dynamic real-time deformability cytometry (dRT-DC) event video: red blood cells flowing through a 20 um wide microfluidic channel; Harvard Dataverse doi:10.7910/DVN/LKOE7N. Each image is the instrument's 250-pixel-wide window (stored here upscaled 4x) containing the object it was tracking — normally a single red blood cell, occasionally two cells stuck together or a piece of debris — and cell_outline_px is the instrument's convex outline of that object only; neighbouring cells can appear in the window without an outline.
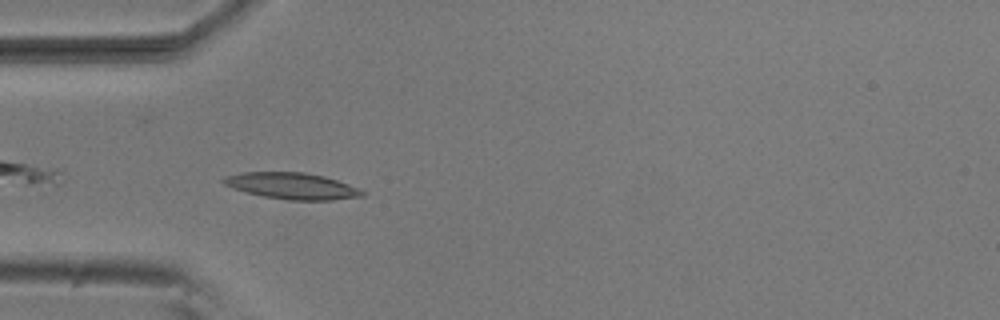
{"species": "common noctule bat (a hibernating species)", "species_latin": "Nyctalus noctula", "temperature_condition": "room temperature", "stored_images_in_passage": 4, "camera_frame_rate_fps": 3000, "um_per_image_px": 0.085, "animal": {"sex": "male", "body_mass_g": 20.5, "forearm_length_mm": 52.5}, "frame": {"image": 1, "passage_image": 3, "time_ms": 0.667, "image_size_px": [1000, 320], "cell_outline_px": [[364, 196], [332, 200], [288, 200], [264, 196], [248, 192], [224, 184], [220, 180], [224, 176], [244, 172], [304, 172], [324, 176], [348, 184], [364, 192]], "centroid_in_image_um": [24.82, 15.8], "position_along_channel_um": 60.2, "area_um2": 21.04}}
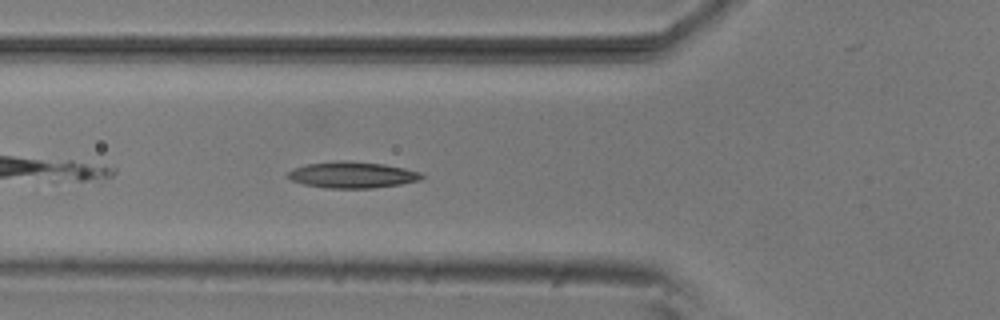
{"frame": {"image": 2, "passage_image": 4, "time_ms": 1.0, "image_size_px": [1000, 320], "cell_outline_px": [[424, 176], [420, 180], [400, 184], [372, 188], [324, 188], [304, 184], [292, 180], [284, 176], [288, 172], [296, 168], [308, 164], [340, 160], [384, 164], [404, 168], [420, 172]], "centroid_in_image_um": [29.94, 14.87], "position_along_channel_um": 95.9, "area_um2": 20.35}}